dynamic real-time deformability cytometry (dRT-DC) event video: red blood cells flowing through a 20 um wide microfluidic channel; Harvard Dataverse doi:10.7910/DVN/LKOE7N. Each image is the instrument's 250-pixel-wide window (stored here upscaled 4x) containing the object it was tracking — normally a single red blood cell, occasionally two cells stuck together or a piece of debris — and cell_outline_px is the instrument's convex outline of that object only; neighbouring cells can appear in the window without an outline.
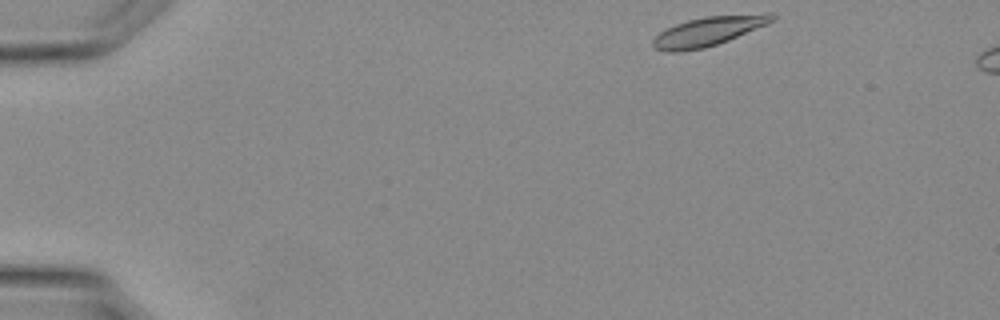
{"species": "Egyptian fruit bat (a non-hibernating species)", "species_latin": "Rousettus aegyptiacus", "temperature_condition": "warm", "stored_images_in_passage": 32, "camera_frame_rate_fps": 3000, "um_per_image_px": 0.085, "animal": {"sex": "female"}, "frame": {"image": 1, "passage_image": 1, "time_ms": 0.0, "image_size_px": [1000, 320], "cell_outline_px": [[776, 20], [768, 24], [728, 40], [704, 48], [676, 52], [668, 52], [656, 48], [652, 44], [652, 40], [660, 32], [676, 24], [688, 20], [704, 16], [764, 12], [772, 12], [776, 16]], "centroid_in_image_um": [60.3, 2.62], "position_along_channel_um": 24.7, "area_um2": 20.46}}
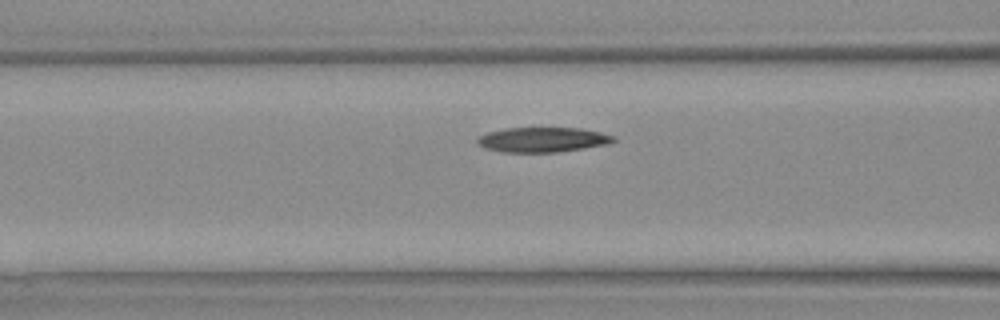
{"frame": {"image": 2, "passage_image": 11, "time_ms": 3.333, "image_size_px": [1000, 320], "cell_outline_px": [[616, 140], [608, 144], [584, 148], [556, 152], [500, 152], [484, 148], [476, 140], [476, 136], [488, 132], [504, 128], [580, 128], [600, 132], [616, 136]], "centroid_in_image_um": [46.11, 11.87], "position_along_channel_um": 120.5, "area_um2": 19.83}}
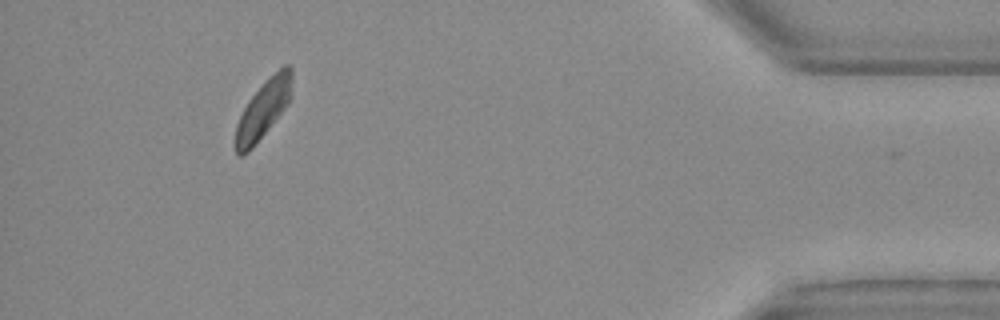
{"frame": {"image": 3, "passage_image": 29, "time_ms": 9.333, "image_size_px": [1000, 320], "cell_outline_px": [[292, 96], [288, 104], [256, 144], [248, 152], [240, 156], [236, 152], [236, 124], [248, 100], [284, 64], [288, 64], [292, 68]], "centroid_in_image_um": [22.41, 9.3], "position_along_channel_um": 412.8, "area_um2": 18.67}}